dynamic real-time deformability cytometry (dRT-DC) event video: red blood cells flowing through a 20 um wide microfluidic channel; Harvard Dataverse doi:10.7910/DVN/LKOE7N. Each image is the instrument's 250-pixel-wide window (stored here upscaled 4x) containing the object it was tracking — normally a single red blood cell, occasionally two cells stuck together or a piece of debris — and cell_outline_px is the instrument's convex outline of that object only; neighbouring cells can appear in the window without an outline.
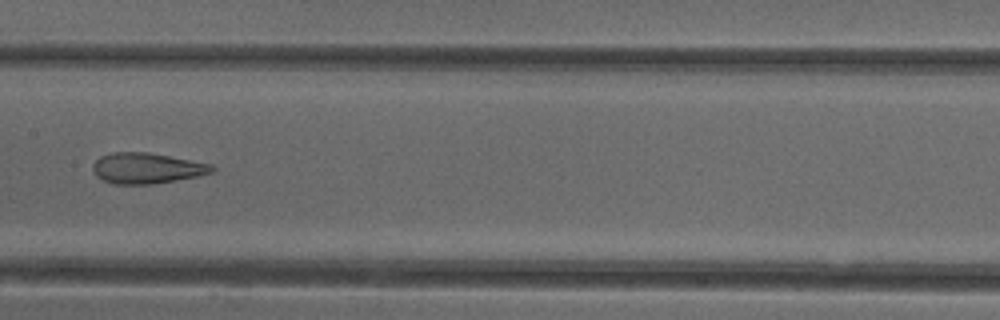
{"species": "common noctule bat (a hibernating species)", "species_latin": "Nyctalus noctula", "temperature_condition": "cold", "stored_images_in_passage": 38, "camera_frame_rate_fps": 3000, "um_per_image_px": 0.085, "animal": {"sex": "female"}, "frame": {"image": 1, "passage_image": 12, "time_ms": 3.667, "image_size_px": [1000, 320], "cell_outline_px": [[216, 172], [200, 176], [152, 184], [112, 184], [96, 176], [92, 168], [92, 164], [100, 156], [112, 152], [148, 152], [212, 164], [216, 168]], "centroid_in_image_um": [12.5, 14.3], "position_along_channel_um": 194.9, "area_um2": 21.5}}
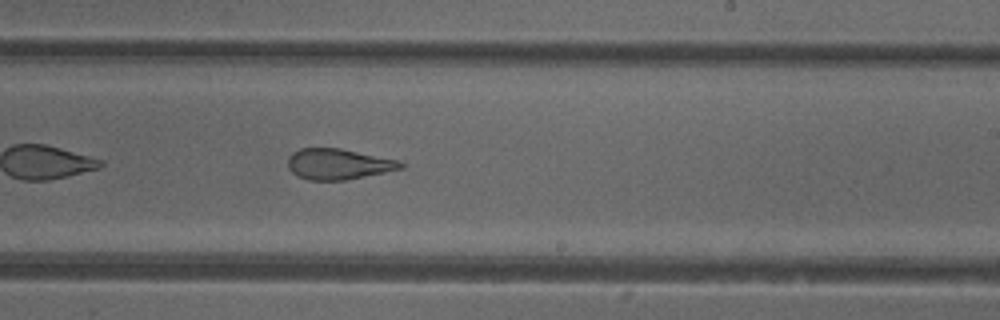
{"frame": {"image": 2, "passage_image": 17, "time_ms": 5.333, "image_size_px": [1000, 320], "cell_outline_px": [[404, 168], [344, 180], [308, 180], [296, 176], [288, 168], [288, 156], [292, 152], [300, 148], [340, 148], [400, 160], [404, 164]], "centroid_in_image_um": [28.74, 13.94], "position_along_channel_um": 260.3, "area_um2": 20.29}, "authors_computed_cell_mechanics": {"area_um2": 22.4553, "velocity_mm_per_s": 3.9426, "shape_relaxation_time_tau1_ms": null, "shape_relaxation_time_tau2_ms": 1.7656, "deformation_change_tau1": null, "deformation_change_tau2": 0.1133}}